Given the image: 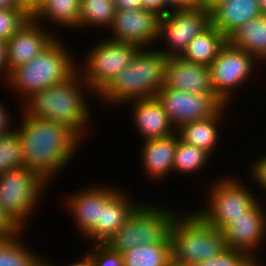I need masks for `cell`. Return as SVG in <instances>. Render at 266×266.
Masks as SVG:
<instances>
[{
  "mask_svg": "<svg viewBox=\"0 0 266 266\" xmlns=\"http://www.w3.org/2000/svg\"><path fill=\"white\" fill-rule=\"evenodd\" d=\"M16 129L22 145L24 167L47 184L69 164L82 140L67 126L23 115Z\"/></svg>",
  "mask_w": 266,
  "mask_h": 266,
  "instance_id": "6da1fadb",
  "label": "cell"
},
{
  "mask_svg": "<svg viewBox=\"0 0 266 266\" xmlns=\"http://www.w3.org/2000/svg\"><path fill=\"white\" fill-rule=\"evenodd\" d=\"M87 88L89 93L91 90L77 70L64 82L43 89L23 100L22 114L67 126L84 140L91 122L89 120L92 118L86 98Z\"/></svg>",
  "mask_w": 266,
  "mask_h": 266,
  "instance_id": "7a4b0ae2",
  "label": "cell"
},
{
  "mask_svg": "<svg viewBox=\"0 0 266 266\" xmlns=\"http://www.w3.org/2000/svg\"><path fill=\"white\" fill-rule=\"evenodd\" d=\"M151 49L140 48L132 62L97 97L115 106L155 97L165 84L168 57Z\"/></svg>",
  "mask_w": 266,
  "mask_h": 266,
  "instance_id": "3957f363",
  "label": "cell"
},
{
  "mask_svg": "<svg viewBox=\"0 0 266 266\" xmlns=\"http://www.w3.org/2000/svg\"><path fill=\"white\" fill-rule=\"evenodd\" d=\"M66 46L57 36L46 49L28 63L14 68L5 84L11 89L13 87V90L21 95V99L25 100L34 93L64 82L78 70L76 60L72 57L74 55Z\"/></svg>",
  "mask_w": 266,
  "mask_h": 266,
  "instance_id": "277c9868",
  "label": "cell"
},
{
  "mask_svg": "<svg viewBox=\"0 0 266 266\" xmlns=\"http://www.w3.org/2000/svg\"><path fill=\"white\" fill-rule=\"evenodd\" d=\"M187 213H178L171 225L172 257L197 266L227 247L222 231L205 222L194 210Z\"/></svg>",
  "mask_w": 266,
  "mask_h": 266,
  "instance_id": "5b68a950",
  "label": "cell"
},
{
  "mask_svg": "<svg viewBox=\"0 0 266 266\" xmlns=\"http://www.w3.org/2000/svg\"><path fill=\"white\" fill-rule=\"evenodd\" d=\"M164 207L142 202L105 244L111 250L123 253L138 245L171 243V225L180 212Z\"/></svg>",
  "mask_w": 266,
  "mask_h": 266,
  "instance_id": "8992f818",
  "label": "cell"
},
{
  "mask_svg": "<svg viewBox=\"0 0 266 266\" xmlns=\"http://www.w3.org/2000/svg\"><path fill=\"white\" fill-rule=\"evenodd\" d=\"M47 185L35 172L25 167L0 175L1 209L20 230L26 228L28 217L37 208Z\"/></svg>",
  "mask_w": 266,
  "mask_h": 266,
  "instance_id": "52a82bcc",
  "label": "cell"
},
{
  "mask_svg": "<svg viewBox=\"0 0 266 266\" xmlns=\"http://www.w3.org/2000/svg\"><path fill=\"white\" fill-rule=\"evenodd\" d=\"M229 177V178H227ZM226 176L216 181L209 191L203 209L195 212L215 229L223 231L236 218L243 216L259 199L242 180Z\"/></svg>",
  "mask_w": 266,
  "mask_h": 266,
  "instance_id": "ba28073f",
  "label": "cell"
},
{
  "mask_svg": "<svg viewBox=\"0 0 266 266\" xmlns=\"http://www.w3.org/2000/svg\"><path fill=\"white\" fill-rule=\"evenodd\" d=\"M84 58V65L77 67L83 80L95 96H98L109 83L125 69L140 47L109 39L99 40ZM82 70V71H81ZM95 93V94H94Z\"/></svg>",
  "mask_w": 266,
  "mask_h": 266,
  "instance_id": "9c48e42d",
  "label": "cell"
},
{
  "mask_svg": "<svg viewBox=\"0 0 266 266\" xmlns=\"http://www.w3.org/2000/svg\"><path fill=\"white\" fill-rule=\"evenodd\" d=\"M257 62L258 60L248 52L226 42L208 66L214 93L226 105H230L235 89L253 76L251 74L255 72Z\"/></svg>",
  "mask_w": 266,
  "mask_h": 266,
  "instance_id": "30bf717a",
  "label": "cell"
},
{
  "mask_svg": "<svg viewBox=\"0 0 266 266\" xmlns=\"http://www.w3.org/2000/svg\"><path fill=\"white\" fill-rule=\"evenodd\" d=\"M210 24V11L201 6L171 10L160 17L157 40H164L168 47L158 50L166 57H180L188 43Z\"/></svg>",
  "mask_w": 266,
  "mask_h": 266,
  "instance_id": "8fae6325",
  "label": "cell"
},
{
  "mask_svg": "<svg viewBox=\"0 0 266 266\" xmlns=\"http://www.w3.org/2000/svg\"><path fill=\"white\" fill-rule=\"evenodd\" d=\"M177 130L182 125L215 116L226 104L215 94H195L162 87L155 96Z\"/></svg>",
  "mask_w": 266,
  "mask_h": 266,
  "instance_id": "7c38bea8",
  "label": "cell"
},
{
  "mask_svg": "<svg viewBox=\"0 0 266 266\" xmlns=\"http://www.w3.org/2000/svg\"><path fill=\"white\" fill-rule=\"evenodd\" d=\"M159 21L160 16L145 9L116 11L108 39L148 48L158 40Z\"/></svg>",
  "mask_w": 266,
  "mask_h": 266,
  "instance_id": "4fadbf2b",
  "label": "cell"
},
{
  "mask_svg": "<svg viewBox=\"0 0 266 266\" xmlns=\"http://www.w3.org/2000/svg\"><path fill=\"white\" fill-rule=\"evenodd\" d=\"M259 201L222 231L227 248L247 255H255L259 250L266 236V208Z\"/></svg>",
  "mask_w": 266,
  "mask_h": 266,
  "instance_id": "5bb4252c",
  "label": "cell"
},
{
  "mask_svg": "<svg viewBox=\"0 0 266 266\" xmlns=\"http://www.w3.org/2000/svg\"><path fill=\"white\" fill-rule=\"evenodd\" d=\"M45 27L31 18L6 42L8 76L14 68L28 63L57 38L56 33H50L52 31Z\"/></svg>",
  "mask_w": 266,
  "mask_h": 266,
  "instance_id": "9a60e30c",
  "label": "cell"
},
{
  "mask_svg": "<svg viewBox=\"0 0 266 266\" xmlns=\"http://www.w3.org/2000/svg\"><path fill=\"white\" fill-rule=\"evenodd\" d=\"M119 190L105 185L88 186L79 192H73L70 196L65 197L66 208L74 219V223L86 236L97 223H100V207ZM72 195V196H71Z\"/></svg>",
  "mask_w": 266,
  "mask_h": 266,
  "instance_id": "2e32d148",
  "label": "cell"
},
{
  "mask_svg": "<svg viewBox=\"0 0 266 266\" xmlns=\"http://www.w3.org/2000/svg\"><path fill=\"white\" fill-rule=\"evenodd\" d=\"M123 189H119L105 204L100 207V223L85 236L94 244H105L116 234L136 208L141 204L132 200ZM134 201V202H133ZM91 239V240H90Z\"/></svg>",
  "mask_w": 266,
  "mask_h": 266,
  "instance_id": "e0dca14e",
  "label": "cell"
},
{
  "mask_svg": "<svg viewBox=\"0 0 266 266\" xmlns=\"http://www.w3.org/2000/svg\"><path fill=\"white\" fill-rule=\"evenodd\" d=\"M164 87L195 94L214 93L209 67L168 57Z\"/></svg>",
  "mask_w": 266,
  "mask_h": 266,
  "instance_id": "ac0fdd59",
  "label": "cell"
},
{
  "mask_svg": "<svg viewBox=\"0 0 266 266\" xmlns=\"http://www.w3.org/2000/svg\"><path fill=\"white\" fill-rule=\"evenodd\" d=\"M129 102L133 108V123L135 127L137 126L138 133L143 136V141L164 138L176 133V129L156 97Z\"/></svg>",
  "mask_w": 266,
  "mask_h": 266,
  "instance_id": "d6986e66",
  "label": "cell"
},
{
  "mask_svg": "<svg viewBox=\"0 0 266 266\" xmlns=\"http://www.w3.org/2000/svg\"><path fill=\"white\" fill-rule=\"evenodd\" d=\"M261 15L257 0H225L210 10L211 24L226 38L245 22Z\"/></svg>",
  "mask_w": 266,
  "mask_h": 266,
  "instance_id": "ffe728a7",
  "label": "cell"
},
{
  "mask_svg": "<svg viewBox=\"0 0 266 266\" xmlns=\"http://www.w3.org/2000/svg\"><path fill=\"white\" fill-rule=\"evenodd\" d=\"M176 133L157 139L144 141L141 152V162L145 173L152 180L163 179L173 172V158L179 140Z\"/></svg>",
  "mask_w": 266,
  "mask_h": 266,
  "instance_id": "44dd1931",
  "label": "cell"
},
{
  "mask_svg": "<svg viewBox=\"0 0 266 266\" xmlns=\"http://www.w3.org/2000/svg\"><path fill=\"white\" fill-rule=\"evenodd\" d=\"M225 105L215 116L196 120L191 123L182 125L176 130L180 140L191 144L207 152L210 156L217 149L219 139V122L223 121V115L226 110ZM212 153V154H211Z\"/></svg>",
  "mask_w": 266,
  "mask_h": 266,
  "instance_id": "7402d4cb",
  "label": "cell"
},
{
  "mask_svg": "<svg viewBox=\"0 0 266 266\" xmlns=\"http://www.w3.org/2000/svg\"><path fill=\"white\" fill-rule=\"evenodd\" d=\"M227 42L235 47L243 49L259 62L266 61V15H261L245 22L234 30Z\"/></svg>",
  "mask_w": 266,
  "mask_h": 266,
  "instance_id": "603a6c76",
  "label": "cell"
},
{
  "mask_svg": "<svg viewBox=\"0 0 266 266\" xmlns=\"http://www.w3.org/2000/svg\"><path fill=\"white\" fill-rule=\"evenodd\" d=\"M226 42L227 38L210 24L188 43L180 57L188 62L209 66Z\"/></svg>",
  "mask_w": 266,
  "mask_h": 266,
  "instance_id": "cb8c5ba5",
  "label": "cell"
},
{
  "mask_svg": "<svg viewBox=\"0 0 266 266\" xmlns=\"http://www.w3.org/2000/svg\"><path fill=\"white\" fill-rule=\"evenodd\" d=\"M80 3L81 0H45L32 18L43 26L45 21H52L53 24L57 23L61 27L77 29Z\"/></svg>",
  "mask_w": 266,
  "mask_h": 266,
  "instance_id": "d4e9b609",
  "label": "cell"
},
{
  "mask_svg": "<svg viewBox=\"0 0 266 266\" xmlns=\"http://www.w3.org/2000/svg\"><path fill=\"white\" fill-rule=\"evenodd\" d=\"M23 231L0 236V266H38L43 260L38 254L30 251L32 249L26 247L25 243L19 241Z\"/></svg>",
  "mask_w": 266,
  "mask_h": 266,
  "instance_id": "484cf974",
  "label": "cell"
},
{
  "mask_svg": "<svg viewBox=\"0 0 266 266\" xmlns=\"http://www.w3.org/2000/svg\"><path fill=\"white\" fill-rule=\"evenodd\" d=\"M124 266H167L172 258L171 243L138 245L122 253Z\"/></svg>",
  "mask_w": 266,
  "mask_h": 266,
  "instance_id": "4316f807",
  "label": "cell"
},
{
  "mask_svg": "<svg viewBox=\"0 0 266 266\" xmlns=\"http://www.w3.org/2000/svg\"><path fill=\"white\" fill-rule=\"evenodd\" d=\"M115 13L113 0H81L77 29L98 26L109 30Z\"/></svg>",
  "mask_w": 266,
  "mask_h": 266,
  "instance_id": "83f0119b",
  "label": "cell"
},
{
  "mask_svg": "<svg viewBox=\"0 0 266 266\" xmlns=\"http://www.w3.org/2000/svg\"><path fill=\"white\" fill-rule=\"evenodd\" d=\"M210 158L211 156L204 150L179 139L173 158V171L184 175L190 172L195 174L196 171L204 169V165H208Z\"/></svg>",
  "mask_w": 266,
  "mask_h": 266,
  "instance_id": "f1b7e54d",
  "label": "cell"
},
{
  "mask_svg": "<svg viewBox=\"0 0 266 266\" xmlns=\"http://www.w3.org/2000/svg\"><path fill=\"white\" fill-rule=\"evenodd\" d=\"M24 167L22 145L16 128L0 136V175Z\"/></svg>",
  "mask_w": 266,
  "mask_h": 266,
  "instance_id": "f546056e",
  "label": "cell"
},
{
  "mask_svg": "<svg viewBox=\"0 0 266 266\" xmlns=\"http://www.w3.org/2000/svg\"><path fill=\"white\" fill-rule=\"evenodd\" d=\"M30 19L23 9H0V39L7 42Z\"/></svg>",
  "mask_w": 266,
  "mask_h": 266,
  "instance_id": "4dcf8cb0",
  "label": "cell"
},
{
  "mask_svg": "<svg viewBox=\"0 0 266 266\" xmlns=\"http://www.w3.org/2000/svg\"><path fill=\"white\" fill-rule=\"evenodd\" d=\"M84 257L91 266H124L122 253L111 250L106 244H94Z\"/></svg>",
  "mask_w": 266,
  "mask_h": 266,
  "instance_id": "1f68e13d",
  "label": "cell"
},
{
  "mask_svg": "<svg viewBox=\"0 0 266 266\" xmlns=\"http://www.w3.org/2000/svg\"><path fill=\"white\" fill-rule=\"evenodd\" d=\"M246 256L241 250L226 248L219 255L206 259L197 266H238Z\"/></svg>",
  "mask_w": 266,
  "mask_h": 266,
  "instance_id": "d6a6232c",
  "label": "cell"
},
{
  "mask_svg": "<svg viewBox=\"0 0 266 266\" xmlns=\"http://www.w3.org/2000/svg\"><path fill=\"white\" fill-rule=\"evenodd\" d=\"M253 165V166H252ZM250 167V173L254 177L253 182L255 181L258 184L260 189L263 188V191L266 193V156L262 155L261 157L256 159L255 162Z\"/></svg>",
  "mask_w": 266,
  "mask_h": 266,
  "instance_id": "836d02e7",
  "label": "cell"
},
{
  "mask_svg": "<svg viewBox=\"0 0 266 266\" xmlns=\"http://www.w3.org/2000/svg\"><path fill=\"white\" fill-rule=\"evenodd\" d=\"M142 9L156 13L158 16H165L171 9L167 6L165 0H140Z\"/></svg>",
  "mask_w": 266,
  "mask_h": 266,
  "instance_id": "e575fe53",
  "label": "cell"
},
{
  "mask_svg": "<svg viewBox=\"0 0 266 266\" xmlns=\"http://www.w3.org/2000/svg\"><path fill=\"white\" fill-rule=\"evenodd\" d=\"M45 0H15L19 9H23L31 18L42 7Z\"/></svg>",
  "mask_w": 266,
  "mask_h": 266,
  "instance_id": "d590c367",
  "label": "cell"
},
{
  "mask_svg": "<svg viewBox=\"0 0 266 266\" xmlns=\"http://www.w3.org/2000/svg\"><path fill=\"white\" fill-rule=\"evenodd\" d=\"M20 229L5 215L0 205V236L12 235Z\"/></svg>",
  "mask_w": 266,
  "mask_h": 266,
  "instance_id": "8d00e7d4",
  "label": "cell"
},
{
  "mask_svg": "<svg viewBox=\"0 0 266 266\" xmlns=\"http://www.w3.org/2000/svg\"><path fill=\"white\" fill-rule=\"evenodd\" d=\"M6 109V106L4 107L0 101V136L9 133L13 129V126L10 125L12 117H10V113Z\"/></svg>",
  "mask_w": 266,
  "mask_h": 266,
  "instance_id": "74e56055",
  "label": "cell"
},
{
  "mask_svg": "<svg viewBox=\"0 0 266 266\" xmlns=\"http://www.w3.org/2000/svg\"><path fill=\"white\" fill-rule=\"evenodd\" d=\"M165 1L167 3V6L171 10L194 8L200 6L199 0H165Z\"/></svg>",
  "mask_w": 266,
  "mask_h": 266,
  "instance_id": "f35d334b",
  "label": "cell"
},
{
  "mask_svg": "<svg viewBox=\"0 0 266 266\" xmlns=\"http://www.w3.org/2000/svg\"><path fill=\"white\" fill-rule=\"evenodd\" d=\"M116 11L120 10H137L142 9V2L140 0H113Z\"/></svg>",
  "mask_w": 266,
  "mask_h": 266,
  "instance_id": "ab89813d",
  "label": "cell"
},
{
  "mask_svg": "<svg viewBox=\"0 0 266 266\" xmlns=\"http://www.w3.org/2000/svg\"><path fill=\"white\" fill-rule=\"evenodd\" d=\"M0 78L4 74V81L8 78L7 56H6V42L0 39Z\"/></svg>",
  "mask_w": 266,
  "mask_h": 266,
  "instance_id": "60d3db41",
  "label": "cell"
},
{
  "mask_svg": "<svg viewBox=\"0 0 266 266\" xmlns=\"http://www.w3.org/2000/svg\"><path fill=\"white\" fill-rule=\"evenodd\" d=\"M256 255H247L238 266H261L260 264L263 263H259V261L255 258ZM258 261V262H257Z\"/></svg>",
  "mask_w": 266,
  "mask_h": 266,
  "instance_id": "b9f144b4",
  "label": "cell"
},
{
  "mask_svg": "<svg viewBox=\"0 0 266 266\" xmlns=\"http://www.w3.org/2000/svg\"><path fill=\"white\" fill-rule=\"evenodd\" d=\"M225 0H199V5L203 7L205 10H211L217 4L223 2Z\"/></svg>",
  "mask_w": 266,
  "mask_h": 266,
  "instance_id": "7bdbcfd3",
  "label": "cell"
},
{
  "mask_svg": "<svg viewBox=\"0 0 266 266\" xmlns=\"http://www.w3.org/2000/svg\"><path fill=\"white\" fill-rule=\"evenodd\" d=\"M18 8L15 0H0V9Z\"/></svg>",
  "mask_w": 266,
  "mask_h": 266,
  "instance_id": "ee69618b",
  "label": "cell"
},
{
  "mask_svg": "<svg viewBox=\"0 0 266 266\" xmlns=\"http://www.w3.org/2000/svg\"><path fill=\"white\" fill-rule=\"evenodd\" d=\"M82 258H78L79 260L75 261L71 264L69 263L68 266H91V264L88 262V260L81 256ZM71 264V265H70Z\"/></svg>",
  "mask_w": 266,
  "mask_h": 266,
  "instance_id": "f6af8a7d",
  "label": "cell"
},
{
  "mask_svg": "<svg viewBox=\"0 0 266 266\" xmlns=\"http://www.w3.org/2000/svg\"><path fill=\"white\" fill-rule=\"evenodd\" d=\"M167 266H193V265H190V264H187V263H181L179 261H177L174 257H172Z\"/></svg>",
  "mask_w": 266,
  "mask_h": 266,
  "instance_id": "bcb514c9",
  "label": "cell"
},
{
  "mask_svg": "<svg viewBox=\"0 0 266 266\" xmlns=\"http://www.w3.org/2000/svg\"><path fill=\"white\" fill-rule=\"evenodd\" d=\"M260 3L261 10L266 15V0H257Z\"/></svg>",
  "mask_w": 266,
  "mask_h": 266,
  "instance_id": "7dc6e473",
  "label": "cell"
},
{
  "mask_svg": "<svg viewBox=\"0 0 266 266\" xmlns=\"http://www.w3.org/2000/svg\"><path fill=\"white\" fill-rule=\"evenodd\" d=\"M38 266H54L53 264L49 263V260L43 257V260L38 264Z\"/></svg>",
  "mask_w": 266,
  "mask_h": 266,
  "instance_id": "c3c4849f",
  "label": "cell"
}]
</instances>
